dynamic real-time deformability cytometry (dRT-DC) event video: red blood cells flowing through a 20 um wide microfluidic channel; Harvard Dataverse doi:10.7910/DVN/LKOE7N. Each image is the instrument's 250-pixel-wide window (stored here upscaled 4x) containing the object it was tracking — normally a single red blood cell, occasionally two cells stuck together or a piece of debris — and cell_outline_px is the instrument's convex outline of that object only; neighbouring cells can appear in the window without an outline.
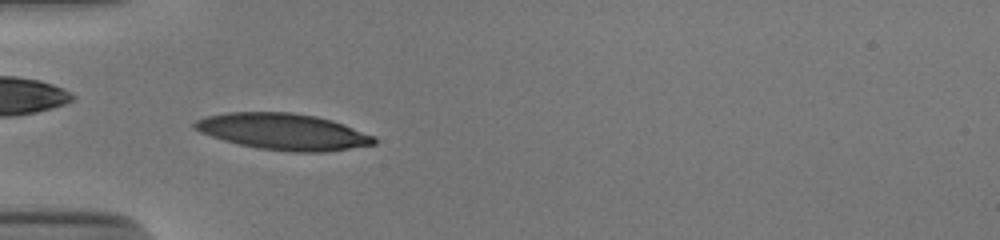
{"species": "human", "species_latin": "Homo sapiens", "temperature_condition": "cold", "stored_images_in_passage": 37, "camera_frame_rate_fps": 3000, "um_per_image_px": 0.085, "donor": {"sex": "male"}, "frame": {"image": 1, "passage_image": 4, "time_ms": 1.0, "image_size_px": [1000, 240], "cell_outline_px": [[376, 144], [324, 152], [292, 152], [260, 148], [240, 144], [224, 140], [200, 132], [192, 124], [196, 120], [204, 116], [228, 112], [292, 112], [316, 116], [332, 120], [344, 124], [376, 136]], "centroid_in_image_um": [24.1, 11.18], "position_along_channel_um": 60.9, "area_um2": 37.97}}
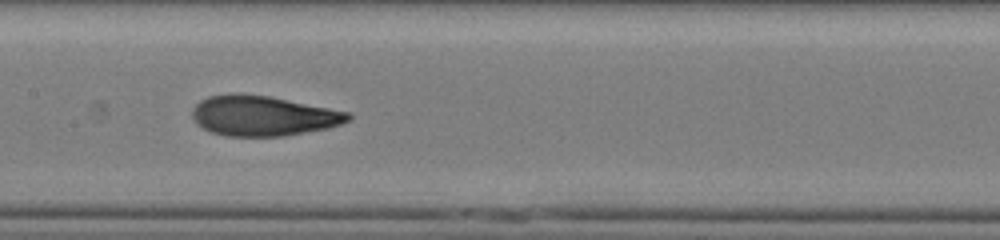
{"frame": {"image": 2, "passage_image": 14, "time_ms": 4.333, "image_size_px": [1000, 240], "cell_outline_px": [[352, 120], [328, 128], [284, 136], [224, 136], [212, 132], [204, 128], [192, 116], [192, 108], [200, 100], [208, 96], [240, 92], [268, 96], [352, 112]], "centroid_in_image_um": [22.4, 9.83], "position_along_channel_um": 185.0, "area_um2": 36.59}}
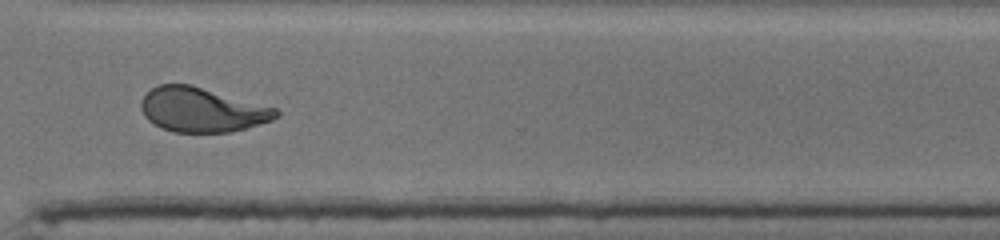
{"frame": {"image": 3, "passage_image": 27, "time_ms": 8.667, "image_size_px": [1000, 240], "cell_outline_px": [[280, 116], [272, 120], [244, 128], [228, 132], [172, 132], [160, 128], [152, 124], [144, 116], [140, 108], [140, 100], [152, 88], [160, 84], [192, 84], [276, 108], [280, 112]], "centroid_in_image_um": [17.13, 9.33], "position_along_channel_um": 353.5, "area_um2": 35.08}, "authors_computed_cell_mechanics": {"area_um2": 36.125, "velocity_mm_per_s": 3.8871, "shape_relaxation_time_tau1_ms": 4.8576, "shape_relaxation_time_tau2_ms": 1.3116, "deformation_change_tau1": 0.197, "deformation_change_tau2": 0.0796}}